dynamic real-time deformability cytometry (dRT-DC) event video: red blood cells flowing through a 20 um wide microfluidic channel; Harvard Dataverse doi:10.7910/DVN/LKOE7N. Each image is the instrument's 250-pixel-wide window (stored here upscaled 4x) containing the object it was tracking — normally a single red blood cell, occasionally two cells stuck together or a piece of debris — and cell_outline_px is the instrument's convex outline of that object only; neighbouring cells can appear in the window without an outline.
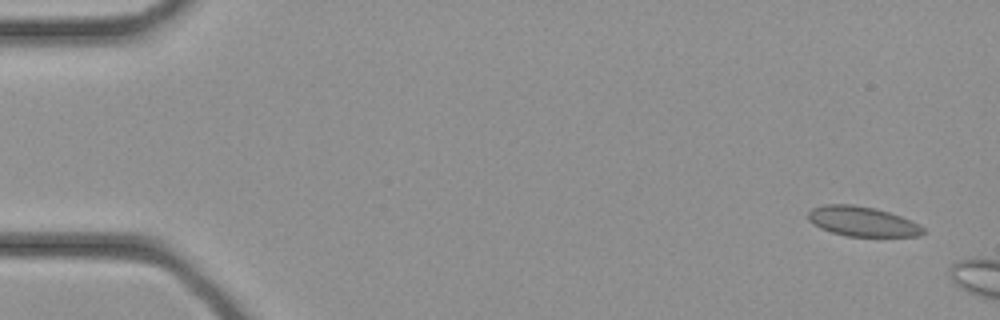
{"species": "common noctule bat (a hibernating species)", "species_latin": "Nyctalus noctula", "temperature_condition": "cold", "stored_images_in_passage": 7, "camera_frame_rate_fps": 3000, "um_per_image_px": 0.085, "animal": {"sex": "female", "body_mass_g": 21.9}, "frame": {"image": 1, "passage_image": 1, "time_ms": 0.0, "image_size_px": [1000, 320], "cell_outline_px": [[924, 232], [920, 236], [848, 236], [832, 232], [820, 228], [808, 220], [808, 212], [812, 208], [824, 204], [852, 204], [876, 208], [900, 216], [924, 228]], "centroid_in_image_um": [73.25, 18.81], "position_along_channel_um": 11.8, "area_um2": 19.77}}